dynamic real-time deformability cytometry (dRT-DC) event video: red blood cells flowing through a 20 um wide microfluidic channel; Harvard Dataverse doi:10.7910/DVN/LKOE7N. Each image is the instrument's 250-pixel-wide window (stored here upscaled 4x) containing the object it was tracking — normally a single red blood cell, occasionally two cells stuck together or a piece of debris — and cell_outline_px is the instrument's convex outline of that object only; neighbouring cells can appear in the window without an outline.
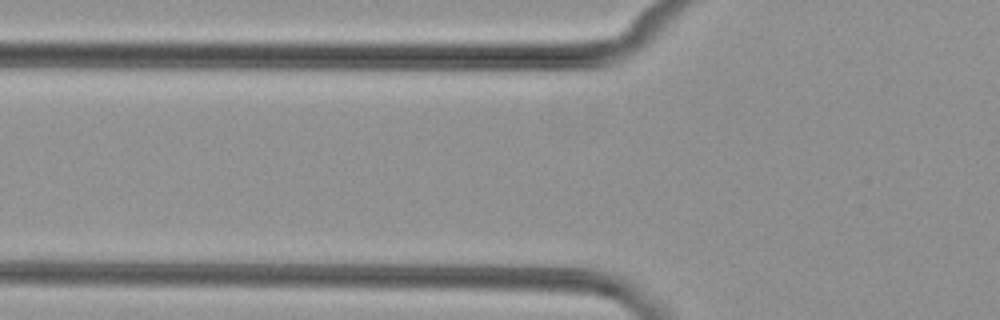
{"species": "common noctule bat (a hibernating species)", "species_latin": "Nyctalus noctula", "temperature_condition": "cold", "stored_images_in_passage": 5, "camera_frame_rate_fps": 3000, "um_per_image_px": 0.085, "animal": {"sex": "female", "body_mass_g": 29.2, "forearm_length_mm": 56.3}, "frame": {"image": 1, "passage_image": 2, "time_ms": 2.0, "image_size_px": [1000, 320], "cell_outline_px": [[616, 300], [612, 300], [432, 288], [436, 284], [448, 280], [516, 280], [564, 284], [596, 288], [608, 292]], "centroid_in_image_um": [44.74, 24.52], "position_along_channel_um": 81.1, "area_um2": 14.57}}